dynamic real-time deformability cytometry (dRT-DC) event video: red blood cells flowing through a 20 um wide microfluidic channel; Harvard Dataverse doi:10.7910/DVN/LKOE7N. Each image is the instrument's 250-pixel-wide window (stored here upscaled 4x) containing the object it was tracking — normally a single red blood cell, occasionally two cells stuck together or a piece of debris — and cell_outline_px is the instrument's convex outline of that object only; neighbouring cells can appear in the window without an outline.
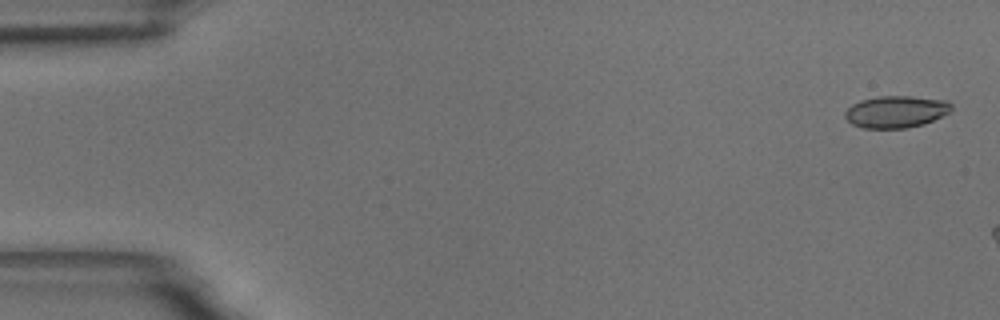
{"species": "common noctule bat (a hibernating species)", "species_latin": "Nyctalus noctula", "temperature_condition": "room temperature", "stored_images_in_passage": 8, "camera_frame_rate_fps": 3000, "um_per_image_px": 0.085, "animal": {"sex": "male", "body_mass_g": 18.8}, "frame": {"image": 1, "passage_image": 2, "time_ms": 0.333, "image_size_px": [1000, 320], "cell_outline_px": [[952, 108], [948, 112], [924, 124], [908, 128], [864, 128], [852, 124], [844, 116], [844, 112], [852, 104], [860, 100], [880, 96], [912, 96], [948, 100], [952, 104]], "centroid_in_image_um": [76.15, 9.49], "position_along_channel_um": 8.8, "area_um2": 19.83}}